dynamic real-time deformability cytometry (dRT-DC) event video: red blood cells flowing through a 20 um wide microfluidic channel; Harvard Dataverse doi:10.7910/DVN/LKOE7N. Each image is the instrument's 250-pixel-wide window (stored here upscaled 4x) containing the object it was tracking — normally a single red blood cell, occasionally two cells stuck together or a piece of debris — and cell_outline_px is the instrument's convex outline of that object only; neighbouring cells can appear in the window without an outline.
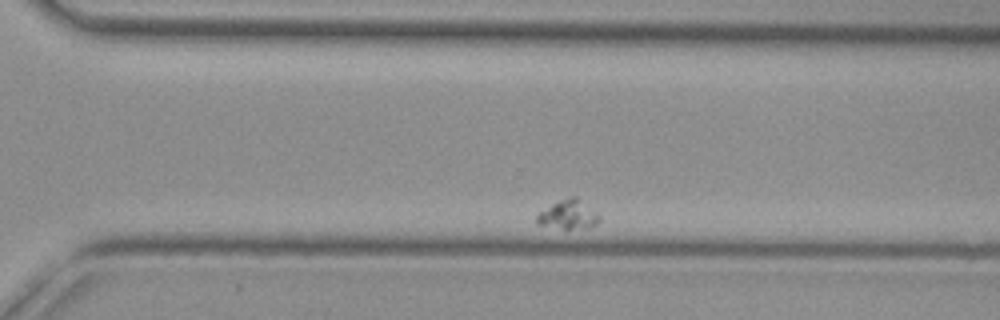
{"species": "common noctule bat (a hibernating species)", "species_latin": "Nyctalus noctula", "temperature_condition": "cold", "stored_images_in_passage": 46, "segment_of_instrument_passage": [2, 2], "camera_frame_rate_fps": 3000, "um_per_image_px": 0.085, "animal": {"sex": "female", "body_mass_g": 29.2, "forearm_length_mm": 56.3}, "frame": {"image": 1, "passage_image": 40, "time_ms": 13.0, "image_size_px": [1000, 320], "cell_outline_px": [[600, 220], [596, 224], [588, 228], [564, 228], [536, 224], [536, 216], [540, 212], [552, 204], [568, 196], [576, 196], [596, 212], [600, 216]], "centroid_in_image_um": [48.32, 18.23], "position_along_channel_um": 322.3, "area_um2": 10.4}}
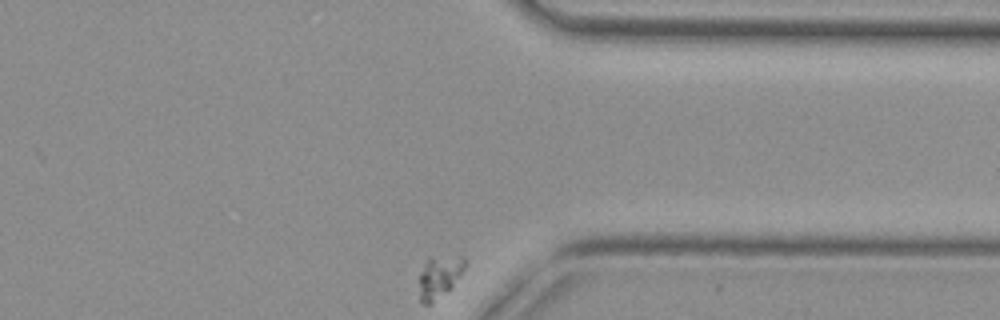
{"frame": {"image": 2, "passage_image": 46, "time_ms": 15.0, "image_size_px": [1000, 320], "cell_outline_px": [[464, 268], [460, 276], [452, 288], [432, 304], [420, 304], [420, 272], [424, 264], [428, 260], [456, 256], [464, 256]], "centroid_in_image_um": [37.35, 23.6], "position_along_channel_um": 374.1, "area_um2": 10.98}}